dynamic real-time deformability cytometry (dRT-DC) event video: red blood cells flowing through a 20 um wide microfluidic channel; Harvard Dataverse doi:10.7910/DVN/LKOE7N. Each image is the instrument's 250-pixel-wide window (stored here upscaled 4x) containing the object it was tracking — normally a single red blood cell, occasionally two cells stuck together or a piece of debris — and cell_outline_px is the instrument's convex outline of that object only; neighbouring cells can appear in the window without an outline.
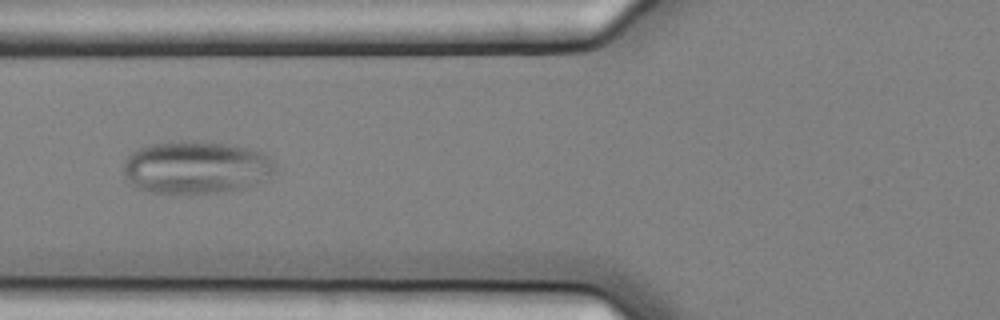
{"species": "common noctule bat (a hibernating species)", "species_latin": "Nyctalus noctula", "temperature_condition": "cold", "stored_images_in_passage": 10, "camera_frame_rate_fps": 3000, "um_per_image_px": 0.085, "animal": {"sex": "female", "body_mass_g": 25.1}, "frame": {"image": 1, "passage_image": 2, "time_ms": 0.333, "image_size_px": [1000, 320], "cell_outline_px": [[276, 168], [260, 184], [244, 188], [220, 192], [188, 196], [168, 196], [148, 192], [136, 188], [128, 184], [124, 180], [124, 160], [136, 148], [152, 144], [228, 144], [248, 148], [264, 152], [272, 156]], "centroid_in_image_um": [16.64, 14.33], "position_along_channel_um": 109.2, "area_um2": 47.16}}
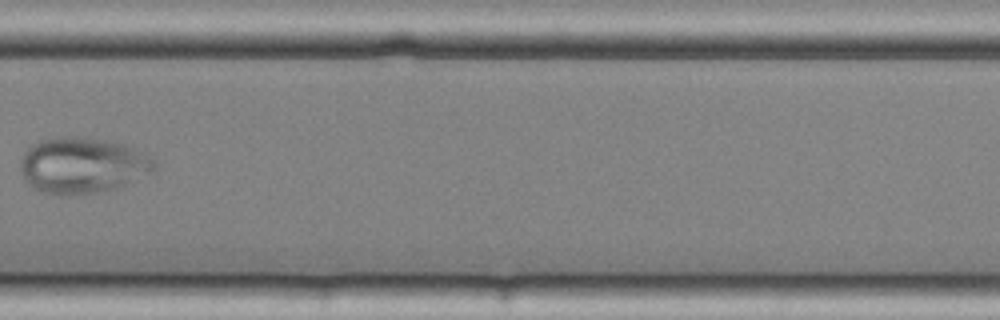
{"frame": {"image": 2, "passage_image": 7, "time_ms": 2.0, "image_size_px": [1000, 320], "cell_outline_px": [[156, 168], [124, 188], [108, 192], [80, 196], [60, 196], [44, 192], [32, 188], [28, 184], [20, 172], [20, 160], [24, 152], [32, 144], [40, 140], [56, 136], [76, 136], [104, 140], [124, 144], [136, 148], [152, 156], [156, 160]], "centroid_in_image_um": [7.04, 14.09], "position_along_channel_um": 322.8, "area_um2": 45.14}}